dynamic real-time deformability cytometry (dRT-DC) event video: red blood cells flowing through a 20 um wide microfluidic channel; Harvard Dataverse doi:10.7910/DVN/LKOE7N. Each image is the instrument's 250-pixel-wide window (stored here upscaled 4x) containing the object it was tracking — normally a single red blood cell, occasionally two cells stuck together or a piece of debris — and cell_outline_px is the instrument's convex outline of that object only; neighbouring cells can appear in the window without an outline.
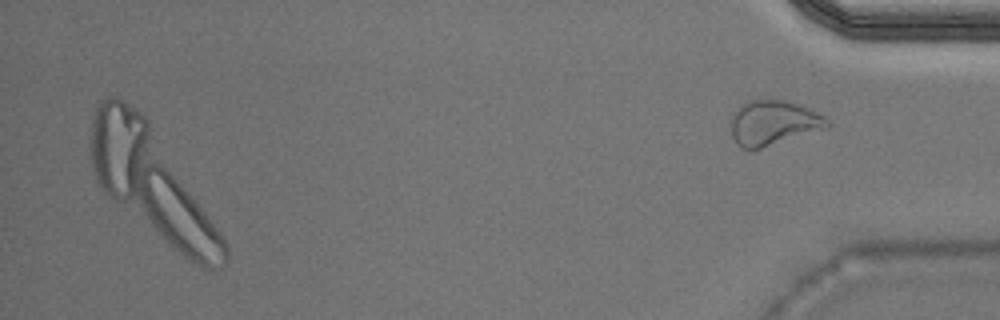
{"species": "Egyptian fruit bat (a non-hibernating species)", "species_latin": "Rousettus aegyptiacus", "temperature_condition": "warm", "stored_images_in_passage": 38, "camera_frame_rate_fps": 3000, "um_per_image_px": 0.085, "animal": {"sex": "male"}, "frame": {"image": 1, "passage_image": 38, "time_ms": 12.333, "image_size_px": [1000, 320], "cell_outline_px": [[832, 124], [828, 128], [760, 148], [744, 148], [736, 144], [732, 136], [732, 112], [740, 104], [748, 100], [784, 100], [800, 104], [824, 116]], "centroid_in_image_um": [65.74, 10.42], "position_along_channel_um": 369.5, "area_um2": 25.09}}